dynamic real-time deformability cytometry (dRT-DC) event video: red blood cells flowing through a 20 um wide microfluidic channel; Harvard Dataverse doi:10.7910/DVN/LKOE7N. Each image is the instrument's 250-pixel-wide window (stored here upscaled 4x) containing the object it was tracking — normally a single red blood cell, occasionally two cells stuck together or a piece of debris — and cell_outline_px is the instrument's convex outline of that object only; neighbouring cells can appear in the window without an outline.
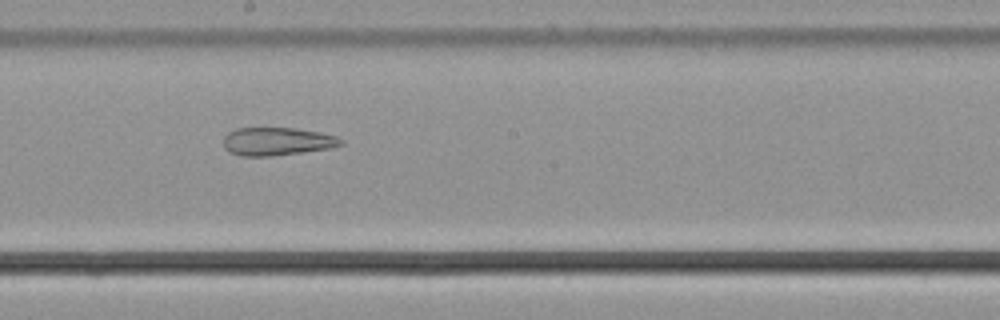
{"species": "common noctule bat (a hibernating species)", "species_latin": "Nyctalus noctula", "temperature_condition": "cold", "stored_images_in_passage": 32, "camera_frame_rate_fps": 3000, "um_per_image_px": 0.085, "animal": {"sex": "male", "body_mass_g": 21.5, "forearm_length_mm": 52.0}, "frame": {"image": 1, "passage_image": 14, "time_ms": 4.333, "image_size_px": [1000, 320], "cell_outline_px": [[344, 144], [332, 148], [272, 156], [240, 156], [228, 152], [224, 148], [224, 136], [228, 132], [236, 128], [296, 128], [336, 136], [344, 140]], "centroid_in_image_um": [23.53, 12.03], "position_along_channel_um": 224.7, "area_um2": 19.31}}
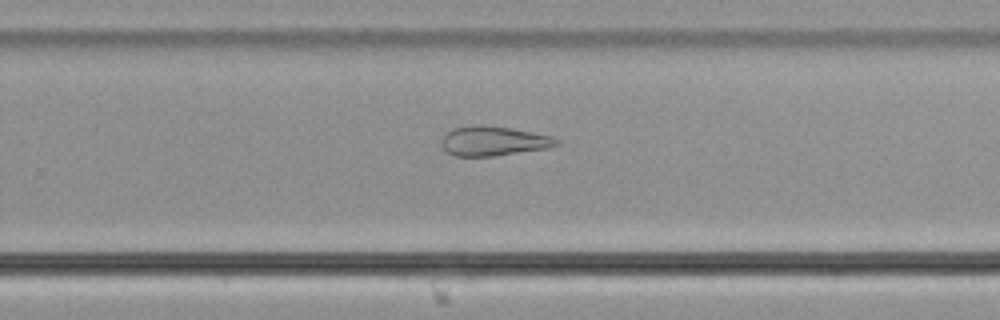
{"frame": {"image": 2, "passage_image": 19, "time_ms": 6.0, "image_size_px": [1000, 320], "cell_outline_px": [[560, 144], [548, 148], [492, 156], [456, 156], [448, 152], [440, 144], [440, 140], [452, 128], [472, 124], [484, 124], [532, 132], [552, 136], [560, 140]], "centroid_in_image_um": [41.93, 11.97], "position_along_channel_um": 287.9, "area_um2": 19.88}}
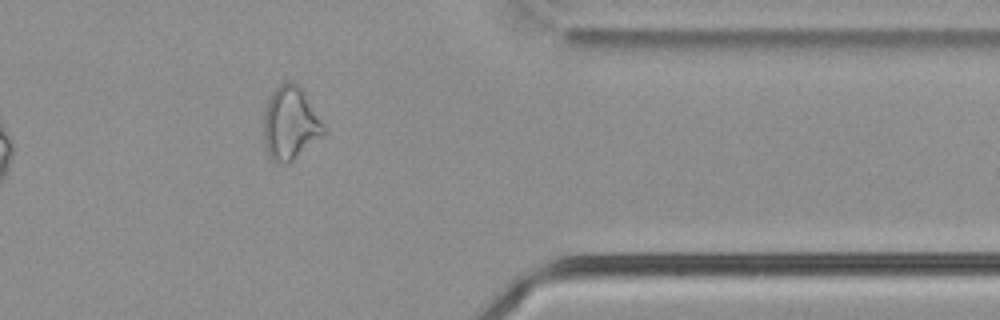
{"frame": {"image": 3, "passage_image": 28, "time_ms": 9.0, "image_size_px": [1000, 320], "cell_outline_px": [[328, 128], [324, 132], [288, 164], [284, 164], [272, 160], [268, 156], [264, 140], [264, 112], [268, 100], [272, 92], [280, 84], [288, 80], [292, 80], [304, 92]], "centroid_in_image_um": [24.67, 10.46], "position_along_channel_um": 386.7, "area_um2": 25.37}, "authors_computed_cell_mechanics": {"area_um2": 20.8369, "velocity_mm_per_s": 3.8073, "shape_relaxation_time_tau1_ms": null, "shape_relaxation_time_tau2_ms": 3.9103, "deformation_change_tau1": null, "deformation_change_tau2": 0.1343}}